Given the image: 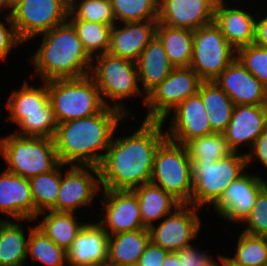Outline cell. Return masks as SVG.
<instances>
[{
    "label": "cell",
    "instance_id": "1",
    "mask_svg": "<svg viewBox=\"0 0 267 266\" xmlns=\"http://www.w3.org/2000/svg\"><path fill=\"white\" fill-rule=\"evenodd\" d=\"M163 122L144 120L130 136L111 140L99 165L103 189L133 190L151 180L158 147L167 139Z\"/></svg>",
    "mask_w": 267,
    "mask_h": 266
},
{
    "label": "cell",
    "instance_id": "2",
    "mask_svg": "<svg viewBox=\"0 0 267 266\" xmlns=\"http://www.w3.org/2000/svg\"><path fill=\"white\" fill-rule=\"evenodd\" d=\"M125 116L120 110L106 106L95 115L58 124L53 140L60 163L99 167Z\"/></svg>",
    "mask_w": 267,
    "mask_h": 266
},
{
    "label": "cell",
    "instance_id": "3",
    "mask_svg": "<svg viewBox=\"0 0 267 266\" xmlns=\"http://www.w3.org/2000/svg\"><path fill=\"white\" fill-rule=\"evenodd\" d=\"M39 35H43L42 44L30 61L43 81L90 74L93 58L84 49L68 20Z\"/></svg>",
    "mask_w": 267,
    "mask_h": 266
},
{
    "label": "cell",
    "instance_id": "4",
    "mask_svg": "<svg viewBox=\"0 0 267 266\" xmlns=\"http://www.w3.org/2000/svg\"><path fill=\"white\" fill-rule=\"evenodd\" d=\"M6 106L10 111L7 120L18 124L19 136L53 138L57 121L49 100L47 81L33 88L25 81L21 89L13 91Z\"/></svg>",
    "mask_w": 267,
    "mask_h": 266
},
{
    "label": "cell",
    "instance_id": "5",
    "mask_svg": "<svg viewBox=\"0 0 267 266\" xmlns=\"http://www.w3.org/2000/svg\"><path fill=\"white\" fill-rule=\"evenodd\" d=\"M47 89L58 124L95 115L106 107L90 75L49 80Z\"/></svg>",
    "mask_w": 267,
    "mask_h": 266
},
{
    "label": "cell",
    "instance_id": "6",
    "mask_svg": "<svg viewBox=\"0 0 267 266\" xmlns=\"http://www.w3.org/2000/svg\"><path fill=\"white\" fill-rule=\"evenodd\" d=\"M0 153L8 165L7 171L28 179L50 172L60 164L53 138L13 133L0 139Z\"/></svg>",
    "mask_w": 267,
    "mask_h": 266
},
{
    "label": "cell",
    "instance_id": "7",
    "mask_svg": "<svg viewBox=\"0 0 267 266\" xmlns=\"http://www.w3.org/2000/svg\"><path fill=\"white\" fill-rule=\"evenodd\" d=\"M247 166L246 155L237 152L216 162L191 161L193 193L191 205L201 208L213 206L219 201L227 187L237 180Z\"/></svg>",
    "mask_w": 267,
    "mask_h": 266
},
{
    "label": "cell",
    "instance_id": "8",
    "mask_svg": "<svg viewBox=\"0 0 267 266\" xmlns=\"http://www.w3.org/2000/svg\"><path fill=\"white\" fill-rule=\"evenodd\" d=\"M92 60H96V66H91L89 75L95 81L103 102L109 106L105 98L118 101L112 107L127 115L121 101L141 94L136 62L108 52L95 55Z\"/></svg>",
    "mask_w": 267,
    "mask_h": 266
},
{
    "label": "cell",
    "instance_id": "9",
    "mask_svg": "<svg viewBox=\"0 0 267 266\" xmlns=\"http://www.w3.org/2000/svg\"><path fill=\"white\" fill-rule=\"evenodd\" d=\"M150 182L171 194L181 204H191V160L185 145L166 139L158 147Z\"/></svg>",
    "mask_w": 267,
    "mask_h": 266
},
{
    "label": "cell",
    "instance_id": "10",
    "mask_svg": "<svg viewBox=\"0 0 267 266\" xmlns=\"http://www.w3.org/2000/svg\"><path fill=\"white\" fill-rule=\"evenodd\" d=\"M235 51L213 21L193 31L190 67L203 82L214 81L236 59Z\"/></svg>",
    "mask_w": 267,
    "mask_h": 266
},
{
    "label": "cell",
    "instance_id": "11",
    "mask_svg": "<svg viewBox=\"0 0 267 266\" xmlns=\"http://www.w3.org/2000/svg\"><path fill=\"white\" fill-rule=\"evenodd\" d=\"M203 81L189 67H174L145 98L149 111L144 120L165 122L169 114L188 97L198 93Z\"/></svg>",
    "mask_w": 267,
    "mask_h": 266
},
{
    "label": "cell",
    "instance_id": "12",
    "mask_svg": "<svg viewBox=\"0 0 267 266\" xmlns=\"http://www.w3.org/2000/svg\"><path fill=\"white\" fill-rule=\"evenodd\" d=\"M9 14L18 37L26 42L67 21L69 0H22Z\"/></svg>",
    "mask_w": 267,
    "mask_h": 266
},
{
    "label": "cell",
    "instance_id": "13",
    "mask_svg": "<svg viewBox=\"0 0 267 266\" xmlns=\"http://www.w3.org/2000/svg\"><path fill=\"white\" fill-rule=\"evenodd\" d=\"M188 205L181 204L173 213L166 215L158 227L153 224L148 228L153 244L168 252H177L191 245V240L200 231L201 222L196 212L198 208L192 205L189 209Z\"/></svg>",
    "mask_w": 267,
    "mask_h": 266
},
{
    "label": "cell",
    "instance_id": "14",
    "mask_svg": "<svg viewBox=\"0 0 267 266\" xmlns=\"http://www.w3.org/2000/svg\"><path fill=\"white\" fill-rule=\"evenodd\" d=\"M100 184L98 167L73 165L64 177L61 173L57 202L51 210L74 213L81 206L91 205L93 198L98 194Z\"/></svg>",
    "mask_w": 267,
    "mask_h": 266
},
{
    "label": "cell",
    "instance_id": "15",
    "mask_svg": "<svg viewBox=\"0 0 267 266\" xmlns=\"http://www.w3.org/2000/svg\"><path fill=\"white\" fill-rule=\"evenodd\" d=\"M103 190L105 202L102 203V211L106 214L99 224L109 236L145 228L138 198L132 190Z\"/></svg>",
    "mask_w": 267,
    "mask_h": 266
},
{
    "label": "cell",
    "instance_id": "16",
    "mask_svg": "<svg viewBox=\"0 0 267 266\" xmlns=\"http://www.w3.org/2000/svg\"><path fill=\"white\" fill-rule=\"evenodd\" d=\"M217 0H159L157 21L172 28L194 31L214 21Z\"/></svg>",
    "mask_w": 267,
    "mask_h": 266
},
{
    "label": "cell",
    "instance_id": "17",
    "mask_svg": "<svg viewBox=\"0 0 267 266\" xmlns=\"http://www.w3.org/2000/svg\"><path fill=\"white\" fill-rule=\"evenodd\" d=\"M267 182L259 176L244 174L233 181L214 205L216 213L229 221L243 222Z\"/></svg>",
    "mask_w": 267,
    "mask_h": 266
},
{
    "label": "cell",
    "instance_id": "18",
    "mask_svg": "<svg viewBox=\"0 0 267 266\" xmlns=\"http://www.w3.org/2000/svg\"><path fill=\"white\" fill-rule=\"evenodd\" d=\"M168 140L185 145L193 138L214 133L208 119V113L201 95L196 93L180 103L174 110Z\"/></svg>",
    "mask_w": 267,
    "mask_h": 266
},
{
    "label": "cell",
    "instance_id": "19",
    "mask_svg": "<svg viewBox=\"0 0 267 266\" xmlns=\"http://www.w3.org/2000/svg\"><path fill=\"white\" fill-rule=\"evenodd\" d=\"M214 82L236 105H267V88L235 59Z\"/></svg>",
    "mask_w": 267,
    "mask_h": 266
},
{
    "label": "cell",
    "instance_id": "20",
    "mask_svg": "<svg viewBox=\"0 0 267 266\" xmlns=\"http://www.w3.org/2000/svg\"><path fill=\"white\" fill-rule=\"evenodd\" d=\"M267 128V105H236L223 133L229 148L238 152L242 143L253 146Z\"/></svg>",
    "mask_w": 267,
    "mask_h": 266
},
{
    "label": "cell",
    "instance_id": "21",
    "mask_svg": "<svg viewBox=\"0 0 267 266\" xmlns=\"http://www.w3.org/2000/svg\"><path fill=\"white\" fill-rule=\"evenodd\" d=\"M108 241L109 235L99 223H85L67 251L68 264L70 266L107 264Z\"/></svg>",
    "mask_w": 267,
    "mask_h": 266
},
{
    "label": "cell",
    "instance_id": "22",
    "mask_svg": "<svg viewBox=\"0 0 267 266\" xmlns=\"http://www.w3.org/2000/svg\"><path fill=\"white\" fill-rule=\"evenodd\" d=\"M124 28L114 24L110 32L108 53L136 61L143 49L156 36L157 20L123 23Z\"/></svg>",
    "mask_w": 267,
    "mask_h": 266
},
{
    "label": "cell",
    "instance_id": "23",
    "mask_svg": "<svg viewBox=\"0 0 267 266\" xmlns=\"http://www.w3.org/2000/svg\"><path fill=\"white\" fill-rule=\"evenodd\" d=\"M0 212L18 221L34 220V201L28 178L7 170L0 174Z\"/></svg>",
    "mask_w": 267,
    "mask_h": 266
},
{
    "label": "cell",
    "instance_id": "24",
    "mask_svg": "<svg viewBox=\"0 0 267 266\" xmlns=\"http://www.w3.org/2000/svg\"><path fill=\"white\" fill-rule=\"evenodd\" d=\"M224 0H217L214 23L225 39L237 50L254 44L256 20L250 13L238 8H225Z\"/></svg>",
    "mask_w": 267,
    "mask_h": 266
},
{
    "label": "cell",
    "instance_id": "25",
    "mask_svg": "<svg viewBox=\"0 0 267 266\" xmlns=\"http://www.w3.org/2000/svg\"><path fill=\"white\" fill-rule=\"evenodd\" d=\"M135 62L138 80L142 84L145 96L160 84L174 68L169 62L166 50L156 36L143 49Z\"/></svg>",
    "mask_w": 267,
    "mask_h": 266
},
{
    "label": "cell",
    "instance_id": "26",
    "mask_svg": "<svg viewBox=\"0 0 267 266\" xmlns=\"http://www.w3.org/2000/svg\"><path fill=\"white\" fill-rule=\"evenodd\" d=\"M149 241L148 228L110 235L107 263L112 266L138 265Z\"/></svg>",
    "mask_w": 267,
    "mask_h": 266
},
{
    "label": "cell",
    "instance_id": "27",
    "mask_svg": "<svg viewBox=\"0 0 267 266\" xmlns=\"http://www.w3.org/2000/svg\"><path fill=\"white\" fill-rule=\"evenodd\" d=\"M132 191L138 198L142 223L145 228H150L154 221L165 218L166 215L172 213V208L175 210L181 205L171 194L151 182Z\"/></svg>",
    "mask_w": 267,
    "mask_h": 266
},
{
    "label": "cell",
    "instance_id": "28",
    "mask_svg": "<svg viewBox=\"0 0 267 266\" xmlns=\"http://www.w3.org/2000/svg\"><path fill=\"white\" fill-rule=\"evenodd\" d=\"M198 93L207 110L212 131L224 133L235 107L232 100L214 81L202 82Z\"/></svg>",
    "mask_w": 267,
    "mask_h": 266
},
{
    "label": "cell",
    "instance_id": "29",
    "mask_svg": "<svg viewBox=\"0 0 267 266\" xmlns=\"http://www.w3.org/2000/svg\"><path fill=\"white\" fill-rule=\"evenodd\" d=\"M156 37L162 43L174 67H189L193 50V31L158 23Z\"/></svg>",
    "mask_w": 267,
    "mask_h": 266
},
{
    "label": "cell",
    "instance_id": "30",
    "mask_svg": "<svg viewBox=\"0 0 267 266\" xmlns=\"http://www.w3.org/2000/svg\"><path fill=\"white\" fill-rule=\"evenodd\" d=\"M28 238L23 226L9 220L0 221V266H24Z\"/></svg>",
    "mask_w": 267,
    "mask_h": 266
},
{
    "label": "cell",
    "instance_id": "31",
    "mask_svg": "<svg viewBox=\"0 0 267 266\" xmlns=\"http://www.w3.org/2000/svg\"><path fill=\"white\" fill-rule=\"evenodd\" d=\"M43 221L36 226L57 246L65 250L70 249L77 233L85 224L78 222L74 213L55 212L47 210Z\"/></svg>",
    "mask_w": 267,
    "mask_h": 266
},
{
    "label": "cell",
    "instance_id": "32",
    "mask_svg": "<svg viewBox=\"0 0 267 266\" xmlns=\"http://www.w3.org/2000/svg\"><path fill=\"white\" fill-rule=\"evenodd\" d=\"M64 166L65 164L60 163L50 172L29 178L34 201V219L56 205L61 184L60 168Z\"/></svg>",
    "mask_w": 267,
    "mask_h": 266
},
{
    "label": "cell",
    "instance_id": "33",
    "mask_svg": "<svg viewBox=\"0 0 267 266\" xmlns=\"http://www.w3.org/2000/svg\"><path fill=\"white\" fill-rule=\"evenodd\" d=\"M185 146L191 161L216 162L233 153L223 133L193 138Z\"/></svg>",
    "mask_w": 267,
    "mask_h": 266
},
{
    "label": "cell",
    "instance_id": "34",
    "mask_svg": "<svg viewBox=\"0 0 267 266\" xmlns=\"http://www.w3.org/2000/svg\"><path fill=\"white\" fill-rule=\"evenodd\" d=\"M76 30L84 49L94 58L108 52L112 26L85 20H68ZM100 50V51H99ZM98 51V53H95Z\"/></svg>",
    "mask_w": 267,
    "mask_h": 266
},
{
    "label": "cell",
    "instance_id": "35",
    "mask_svg": "<svg viewBox=\"0 0 267 266\" xmlns=\"http://www.w3.org/2000/svg\"><path fill=\"white\" fill-rule=\"evenodd\" d=\"M27 253L33 260L47 266H64L67 262V252L57 246L36 226L30 228Z\"/></svg>",
    "mask_w": 267,
    "mask_h": 266
},
{
    "label": "cell",
    "instance_id": "36",
    "mask_svg": "<svg viewBox=\"0 0 267 266\" xmlns=\"http://www.w3.org/2000/svg\"><path fill=\"white\" fill-rule=\"evenodd\" d=\"M78 1L79 3H77L76 0H69V14L67 20H85L110 26L117 24L110 0Z\"/></svg>",
    "mask_w": 267,
    "mask_h": 266
},
{
    "label": "cell",
    "instance_id": "37",
    "mask_svg": "<svg viewBox=\"0 0 267 266\" xmlns=\"http://www.w3.org/2000/svg\"><path fill=\"white\" fill-rule=\"evenodd\" d=\"M115 20L120 23L157 20L159 0H110ZM120 21V22H119Z\"/></svg>",
    "mask_w": 267,
    "mask_h": 266
},
{
    "label": "cell",
    "instance_id": "38",
    "mask_svg": "<svg viewBox=\"0 0 267 266\" xmlns=\"http://www.w3.org/2000/svg\"><path fill=\"white\" fill-rule=\"evenodd\" d=\"M228 259L238 266H267V236L241 233L236 254Z\"/></svg>",
    "mask_w": 267,
    "mask_h": 266
},
{
    "label": "cell",
    "instance_id": "39",
    "mask_svg": "<svg viewBox=\"0 0 267 266\" xmlns=\"http://www.w3.org/2000/svg\"><path fill=\"white\" fill-rule=\"evenodd\" d=\"M236 52V59L267 88V48L250 44Z\"/></svg>",
    "mask_w": 267,
    "mask_h": 266
},
{
    "label": "cell",
    "instance_id": "40",
    "mask_svg": "<svg viewBox=\"0 0 267 266\" xmlns=\"http://www.w3.org/2000/svg\"><path fill=\"white\" fill-rule=\"evenodd\" d=\"M243 222L248 224L243 233L267 236V185L259 193L252 210Z\"/></svg>",
    "mask_w": 267,
    "mask_h": 266
},
{
    "label": "cell",
    "instance_id": "41",
    "mask_svg": "<svg viewBox=\"0 0 267 266\" xmlns=\"http://www.w3.org/2000/svg\"><path fill=\"white\" fill-rule=\"evenodd\" d=\"M7 23L10 24L8 28L0 21V59L5 60L12 48H16L18 44L23 41L18 37L15 26L12 22L10 14L6 17ZM11 27V28H10Z\"/></svg>",
    "mask_w": 267,
    "mask_h": 266
},
{
    "label": "cell",
    "instance_id": "42",
    "mask_svg": "<svg viewBox=\"0 0 267 266\" xmlns=\"http://www.w3.org/2000/svg\"><path fill=\"white\" fill-rule=\"evenodd\" d=\"M176 253L179 261L183 262V266H205L212 260L206 251L199 253L192 245L186 246Z\"/></svg>",
    "mask_w": 267,
    "mask_h": 266
},
{
    "label": "cell",
    "instance_id": "43",
    "mask_svg": "<svg viewBox=\"0 0 267 266\" xmlns=\"http://www.w3.org/2000/svg\"><path fill=\"white\" fill-rule=\"evenodd\" d=\"M169 252L151 241L146 245L138 266H162Z\"/></svg>",
    "mask_w": 267,
    "mask_h": 266
},
{
    "label": "cell",
    "instance_id": "44",
    "mask_svg": "<svg viewBox=\"0 0 267 266\" xmlns=\"http://www.w3.org/2000/svg\"><path fill=\"white\" fill-rule=\"evenodd\" d=\"M253 154L256 155L261 163L267 168V128L265 131L255 140L252 146V152L246 153L247 165L252 161Z\"/></svg>",
    "mask_w": 267,
    "mask_h": 266
},
{
    "label": "cell",
    "instance_id": "45",
    "mask_svg": "<svg viewBox=\"0 0 267 266\" xmlns=\"http://www.w3.org/2000/svg\"><path fill=\"white\" fill-rule=\"evenodd\" d=\"M254 44L267 48V17L256 20L255 41Z\"/></svg>",
    "mask_w": 267,
    "mask_h": 266
},
{
    "label": "cell",
    "instance_id": "46",
    "mask_svg": "<svg viewBox=\"0 0 267 266\" xmlns=\"http://www.w3.org/2000/svg\"><path fill=\"white\" fill-rule=\"evenodd\" d=\"M162 266H183V262L179 261L176 252H169Z\"/></svg>",
    "mask_w": 267,
    "mask_h": 266
},
{
    "label": "cell",
    "instance_id": "47",
    "mask_svg": "<svg viewBox=\"0 0 267 266\" xmlns=\"http://www.w3.org/2000/svg\"><path fill=\"white\" fill-rule=\"evenodd\" d=\"M22 0H4L7 8H10V12L21 2Z\"/></svg>",
    "mask_w": 267,
    "mask_h": 266
},
{
    "label": "cell",
    "instance_id": "48",
    "mask_svg": "<svg viewBox=\"0 0 267 266\" xmlns=\"http://www.w3.org/2000/svg\"><path fill=\"white\" fill-rule=\"evenodd\" d=\"M222 266H238L228 259V257L218 256Z\"/></svg>",
    "mask_w": 267,
    "mask_h": 266
},
{
    "label": "cell",
    "instance_id": "49",
    "mask_svg": "<svg viewBox=\"0 0 267 266\" xmlns=\"http://www.w3.org/2000/svg\"><path fill=\"white\" fill-rule=\"evenodd\" d=\"M214 259H212L209 263H207L205 266H220L218 265L215 261H213Z\"/></svg>",
    "mask_w": 267,
    "mask_h": 266
},
{
    "label": "cell",
    "instance_id": "50",
    "mask_svg": "<svg viewBox=\"0 0 267 266\" xmlns=\"http://www.w3.org/2000/svg\"><path fill=\"white\" fill-rule=\"evenodd\" d=\"M2 8H7L6 5H5V2L4 0H0V12L2 11Z\"/></svg>",
    "mask_w": 267,
    "mask_h": 266
},
{
    "label": "cell",
    "instance_id": "51",
    "mask_svg": "<svg viewBox=\"0 0 267 266\" xmlns=\"http://www.w3.org/2000/svg\"><path fill=\"white\" fill-rule=\"evenodd\" d=\"M90 266H112V265H110V264H98V265H90Z\"/></svg>",
    "mask_w": 267,
    "mask_h": 266
}]
</instances>
